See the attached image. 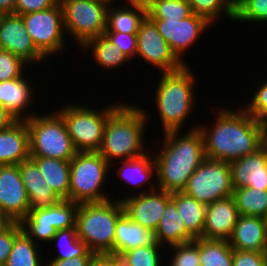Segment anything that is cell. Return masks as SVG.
Returning a JSON list of instances; mask_svg holds the SVG:
<instances>
[{"instance_id":"1","label":"cell","mask_w":267,"mask_h":266,"mask_svg":"<svg viewBox=\"0 0 267 266\" xmlns=\"http://www.w3.org/2000/svg\"><path fill=\"white\" fill-rule=\"evenodd\" d=\"M236 109L239 111L220 107L214 125L198 126L206 158L230 163L262 147V123L242 107Z\"/></svg>"},{"instance_id":"2","label":"cell","mask_w":267,"mask_h":266,"mask_svg":"<svg viewBox=\"0 0 267 266\" xmlns=\"http://www.w3.org/2000/svg\"><path fill=\"white\" fill-rule=\"evenodd\" d=\"M194 126L186 133H164L162 148L154 151L157 189L168 193L182 192L190 176L206 158L203 136L198 126Z\"/></svg>"},{"instance_id":"3","label":"cell","mask_w":267,"mask_h":266,"mask_svg":"<svg viewBox=\"0 0 267 266\" xmlns=\"http://www.w3.org/2000/svg\"><path fill=\"white\" fill-rule=\"evenodd\" d=\"M149 113L132 104L122 103L104 126L101 156L113 166L114 161L134 159L146 154L144 140ZM145 145V146H144ZM117 159V160H115Z\"/></svg>"},{"instance_id":"4","label":"cell","mask_w":267,"mask_h":266,"mask_svg":"<svg viewBox=\"0 0 267 266\" xmlns=\"http://www.w3.org/2000/svg\"><path fill=\"white\" fill-rule=\"evenodd\" d=\"M194 75L189 64L177 71L159 74L153 102L161 119L163 133L181 131L184 122L193 113L196 107L194 87L198 79Z\"/></svg>"},{"instance_id":"5","label":"cell","mask_w":267,"mask_h":266,"mask_svg":"<svg viewBox=\"0 0 267 266\" xmlns=\"http://www.w3.org/2000/svg\"><path fill=\"white\" fill-rule=\"evenodd\" d=\"M112 199L78 204L77 235L97 256L113 257L116 222L124 213V208L118 197L117 200Z\"/></svg>"},{"instance_id":"6","label":"cell","mask_w":267,"mask_h":266,"mask_svg":"<svg viewBox=\"0 0 267 266\" xmlns=\"http://www.w3.org/2000/svg\"><path fill=\"white\" fill-rule=\"evenodd\" d=\"M110 168L99 152H77L70 160L69 201L82 204L109 200L103 186L107 185Z\"/></svg>"},{"instance_id":"7","label":"cell","mask_w":267,"mask_h":266,"mask_svg":"<svg viewBox=\"0 0 267 266\" xmlns=\"http://www.w3.org/2000/svg\"><path fill=\"white\" fill-rule=\"evenodd\" d=\"M29 131L30 157L70 161L77 153L62 116L57 112L25 119Z\"/></svg>"},{"instance_id":"8","label":"cell","mask_w":267,"mask_h":266,"mask_svg":"<svg viewBox=\"0 0 267 266\" xmlns=\"http://www.w3.org/2000/svg\"><path fill=\"white\" fill-rule=\"evenodd\" d=\"M122 104L114 103L103 109L81 105H64L57 109L62 116L77 152H98L103 140L104 126L108 117Z\"/></svg>"},{"instance_id":"9","label":"cell","mask_w":267,"mask_h":266,"mask_svg":"<svg viewBox=\"0 0 267 266\" xmlns=\"http://www.w3.org/2000/svg\"><path fill=\"white\" fill-rule=\"evenodd\" d=\"M65 33L81 48L89 39L103 35L110 4L99 0H59Z\"/></svg>"},{"instance_id":"10","label":"cell","mask_w":267,"mask_h":266,"mask_svg":"<svg viewBox=\"0 0 267 266\" xmlns=\"http://www.w3.org/2000/svg\"><path fill=\"white\" fill-rule=\"evenodd\" d=\"M183 192L205 205L232 196L230 163L205 158L188 179Z\"/></svg>"},{"instance_id":"11","label":"cell","mask_w":267,"mask_h":266,"mask_svg":"<svg viewBox=\"0 0 267 266\" xmlns=\"http://www.w3.org/2000/svg\"><path fill=\"white\" fill-rule=\"evenodd\" d=\"M21 17L35 47L48 61L50 56L66 49L63 12L59 2L50 8Z\"/></svg>"},{"instance_id":"12","label":"cell","mask_w":267,"mask_h":266,"mask_svg":"<svg viewBox=\"0 0 267 266\" xmlns=\"http://www.w3.org/2000/svg\"><path fill=\"white\" fill-rule=\"evenodd\" d=\"M77 210V203L61 200L48 208L30 210L19 223L22 231L35 243L39 240L51 243L57 230L76 227Z\"/></svg>"},{"instance_id":"13","label":"cell","mask_w":267,"mask_h":266,"mask_svg":"<svg viewBox=\"0 0 267 266\" xmlns=\"http://www.w3.org/2000/svg\"><path fill=\"white\" fill-rule=\"evenodd\" d=\"M136 55L137 58L140 57V60L160 70V74L177 71L185 65L172 52L169 44L148 16L137 32Z\"/></svg>"},{"instance_id":"14","label":"cell","mask_w":267,"mask_h":266,"mask_svg":"<svg viewBox=\"0 0 267 266\" xmlns=\"http://www.w3.org/2000/svg\"><path fill=\"white\" fill-rule=\"evenodd\" d=\"M159 33L169 44L176 57L185 63L186 50L199 40V36L206 32L212 24L203 16L192 13L182 20H152ZM185 53V54H184ZM184 58V59H182Z\"/></svg>"},{"instance_id":"15","label":"cell","mask_w":267,"mask_h":266,"mask_svg":"<svg viewBox=\"0 0 267 266\" xmlns=\"http://www.w3.org/2000/svg\"><path fill=\"white\" fill-rule=\"evenodd\" d=\"M0 49L10 51L30 66L49 62L35 47L21 15L15 13L0 15Z\"/></svg>"},{"instance_id":"16","label":"cell","mask_w":267,"mask_h":266,"mask_svg":"<svg viewBox=\"0 0 267 266\" xmlns=\"http://www.w3.org/2000/svg\"><path fill=\"white\" fill-rule=\"evenodd\" d=\"M0 212L11 222L29 213V197L18 165H0Z\"/></svg>"},{"instance_id":"17","label":"cell","mask_w":267,"mask_h":266,"mask_svg":"<svg viewBox=\"0 0 267 266\" xmlns=\"http://www.w3.org/2000/svg\"><path fill=\"white\" fill-rule=\"evenodd\" d=\"M171 199V193L156 189L127 197H119L122 202L125 214L141 226L155 231L166 203Z\"/></svg>"},{"instance_id":"18","label":"cell","mask_w":267,"mask_h":266,"mask_svg":"<svg viewBox=\"0 0 267 266\" xmlns=\"http://www.w3.org/2000/svg\"><path fill=\"white\" fill-rule=\"evenodd\" d=\"M239 216L233 196L208 204L202 238L228 240Z\"/></svg>"},{"instance_id":"19","label":"cell","mask_w":267,"mask_h":266,"mask_svg":"<svg viewBox=\"0 0 267 266\" xmlns=\"http://www.w3.org/2000/svg\"><path fill=\"white\" fill-rule=\"evenodd\" d=\"M233 188L251 187L267 190V152H256L230 162Z\"/></svg>"},{"instance_id":"20","label":"cell","mask_w":267,"mask_h":266,"mask_svg":"<svg viewBox=\"0 0 267 266\" xmlns=\"http://www.w3.org/2000/svg\"><path fill=\"white\" fill-rule=\"evenodd\" d=\"M227 241L235 250L267 252L266 219L240 215Z\"/></svg>"},{"instance_id":"21","label":"cell","mask_w":267,"mask_h":266,"mask_svg":"<svg viewBox=\"0 0 267 266\" xmlns=\"http://www.w3.org/2000/svg\"><path fill=\"white\" fill-rule=\"evenodd\" d=\"M30 159L29 131L25 120L0 130V165H19Z\"/></svg>"},{"instance_id":"22","label":"cell","mask_w":267,"mask_h":266,"mask_svg":"<svg viewBox=\"0 0 267 266\" xmlns=\"http://www.w3.org/2000/svg\"><path fill=\"white\" fill-rule=\"evenodd\" d=\"M19 172L29 197V211L48 208L62 199L47 185L38 166L31 160L21 162Z\"/></svg>"},{"instance_id":"23","label":"cell","mask_w":267,"mask_h":266,"mask_svg":"<svg viewBox=\"0 0 267 266\" xmlns=\"http://www.w3.org/2000/svg\"><path fill=\"white\" fill-rule=\"evenodd\" d=\"M27 75L24 73L20 78L0 82V104L6 107L17 120H25L36 114L27 112L30 105H33L31 104L33 94H36L33 93L34 86Z\"/></svg>"},{"instance_id":"24","label":"cell","mask_w":267,"mask_h":266,"mask_svg":"<svg viewBox=\"0 0 267 266\" xmlns=\"http://www.w3.org/2000/svg\"><path fill=\"white\" fill-rule=\"evenodd\" d=\"M148 245H159L155 231L132 221L124 212L116 222L113 257L119 258L130 249Z\"/></svg>"},{"instance_id":"25","label":"cell","mask_w":267,"mask_h":266,"mask_svg":"<svg viewBox=\"0 0 267 266\" xmlns=\"http://www.w3.org/2000/svg\"><path fill=\"white\" fill-rule=\"evenodd\" d=\"M119 163H122L118 166L117 177L125 180V183H129L135 189L139 188L138 192L132 193L130 196L139 195L145 192H151L157 189L156 183L152 184V177H156V164L154 161V155L150 156L144 154L143 156L129 159V160H120ZM142 185H147L142 190ZM150 185V186H149Z\"/></svg>"},{"instance_id":"26","label":"cell","mask_w":267,"mask_h":266,"mask_svg":"<svg viewBox=\"0 0 267 266\" xmlns=\"http://www.w3.org/2000/svg\"><path fill=\"white\" fill-rule=\"evenodd\" d=\"M125 3L124 6L123 4L115 6V3L109 5L105 32L137 34L140 25L147 17V8L126 0Z\"/></svg>"},{"instance_id":"27","label":"cell","mask_w":267,"mask_h":266,"mask_svg":"<svg viewBox=\"0 0 267 266\" xmlns=\"http://www.w3.org/2000/svg\"><path fill=\"white\" fill-rule=\"evenodd\" d=\"M157 243L168 247L191 242L195 239L187 232L176 208V203L170 199L155 230ZM165 242V244H164Z\"/></svg>"},{"instance_id":"28","label":"cell","mask_w":267,"mask_h":266,"mask_svg":"<svg viewBox=\"0 0 267 266\" xmlns=\"http://www.w3.org/2000/svg\"><path fill=\"white\" fill-rule=\"evenodd\" d=\"M44 180L62 199L69 200L70 161L47 157H30Z\"/></svg>"},{"instance_id":"29","label":"cell","mask_w":267,"mask_h":266,"mask_svg":"<svg viewBox=\"0 0 267 266\" xmlns=\"http://www.w3.org/2000/svg\"><path fill=\"white\" fill-rule=\"evenodd\" d=\"M171 199L176 203V208L187 232L194 238H202L206 207L194 197L182 192L171 193Z\"/></svg>"},{"instance_id":"30","label":"cell","mask_w":267,"mask_h":266,"mask_svg":"<svg viewBox=\"0 0 267 266\" xmlns=\"http://www.w3.org/2000/svg\"><path fill=\"white\" fill-rule=\"evenodd\" d=\"M82 52L91 50L92 57L102 72L103 70H111L120 66H125L127 62H131L126 54L114 44L105 34L89 39L81 48Z\"/></svg>"},{"instance_id":"31","label":"cell","mask_w":267,"mask_h":266,"mask_svg":"<svg viewBox=\"0 0 267 266\" xmlns=\"http://www.w3.org/2000/svg\"><path fill=\"white\" fill-rule=\"evenodd\" d=\"M233 198L241 216H267V190L251 187L233 188Z\"/></svg>"},{"instance_id":"32","label":"cell","mask_w":267,"mask_h":266,"mask_svg":"<svg viewBox=\"0 0 267 266\" xmlns=\"http://www.w3.org/2000/svg\"><path fill=\"white\" fill-rule=\"evenodd\" d=\"M42 250L23 231L15 238L13 249L5 266H45L42 261Z\"/></svg>"},{"instance_id":"33","label":"cell","mask_w":267,"mask_h":266,"mask_svg":"<svg viewBox=\"0 0 267 266\" xmlns=\"http://www.w3.org/2000/svg\"><path fill=\"white\" fill-rule=\"evenodd\" d=\"M57 243L58 254L51 259L66 260L75 256H97L91 252L84 241L77 235L76 227L57 230L51 243Z\"/></svg>"},{"instance_id":"34","label":"cell","mask_w":267,"mask_h":266,"mask_svg":"<svg viewBox=\"0 0 267 266\" xmlns=\"http://www.w3.org/2000/svg\"><path fill=\"white\" fill-rule=\"evenodd\" d=\"M201 266H233V248L227 240L199 238Z\"/></svg>"},{"instance_id":"35","label":"cell","mask_w":267,"mask_h":266,"mask_svg":"<svg viewBox=\"0 0 267 266\" xmlns=\"http://www.w3.org/2000/svg\"><path fill=\"white\" fill-rule=\"evenodd\" d=\"M191 14L188 0H156L147 7L151 20H182Z\"/></svg>"},{"instance_id":"36","label":"cell","mask_w":267,"mask_h":266,"mask_svg":"<svg viewBox=\"0 0 267 266\" xmlns=\"http://www.w3.org/2000/svg\"><path fill=\"white\" fill-rule=\"evenodd\" d=\"M192 13L203 16L213 26L222 14L234 21L235 0H188Z\"/></svg>"},{"instance_id":"37","label":"cell","mask_w":267,"mask_h":266,"mask_svg":"<svg viewBox=\"0 0 267 266\" xmlns=\"http://www.w3.org/2000/svg\"><path fill=\"white\" fill-rule=\"evenodd\" d=\"M161 245H148L130 249L118 259L123 266H161Z\"/></svg>"},{"instance_id":"38","label":"cell","mask_w":267,"mask_h":266,"mask_svg":"<svg viewBox=\"0 0 267 266\" xmlns=\"http://www.w3.org/2000/svg\"><path fill=\"white\" fill-rule=\"evenodd\" d=\"M235 20L267 23V0H235Z\"/></svg>"},{"instance_id":"39","label":"cell","mask_w":267,"mask_h":266,"mask_svg":"<svg viewBox=\"0 0 267 266\" xmlns=\"http://www.w3.org/2000/svg\"><path fill=\"white\" fill-rule=\"evenodd\" d=\"M173 250L171 260L166 266H201L199 257V238L191 242L170 246ZM169 264V265H168Z\"/></svg>"},{"instance_id":"40","label":"cell","mask_w":267,"mask_h":266,"mask_svg":"<svg viewBox=\"0 0 267 266\" xmlns=\"http://www.w3.org/2000/svg\"><path fill=\"white\" fill-rule=\"evenodd\" d=\"M28 64L10 51L0 49V82L22 77Z\"/></svg>"},{"instance_id":"41","label":"cell","mask_w":267,"mask_h":266,"mask_svg":"<svg viewBox=\"0 0 267 266\" xmlns=\"http://www.w3.org/2000/svg\"><path fill=\"white\" fill-rule=\"evenodd\" d=\"M265 81L267 80L264 79ZM253 93L252 99L249 100V104L247 106H243L242 108L253 116L257 121L262 123L265 119H267V81Z\"/></svg>"},{"instance_id":"42","label":"cell","mask_w":267,"mask_h":266,"mask_svg":"<svg viewBox=\"0 0 267 266\" xmlns=\"http://www.w3.org/2000/svg\"><path fill=\"white\" fill-rule=\"evenodd\" d=\"M22 232L19 222H10L0 231V266H5L13 249L15 238Z\"/></svg>"},{"instance_id":"43","label":"cell","mask_w":267,"mask_h":266,"mask_svg":"<svg viewBox=\"0 0 267 266\" xmlns=\"http://www.w3.org/2000/svg\"><path fill=\"white\" fill-rule=\"evenodd\" d=\"M122 52L131 60L136 57L137 51V34H127L122 32H105L104 33Z\"/></svg>"},{"instance_id":"44","label":"cell","mask_w":267,"mask_h":266,"mask_svg":"<svg viewBox=\"0 0 267 266\" xmlns=\"http://www.w3.org/2000/svg\"><path fill=\"white\" fill-rule=\"evenodd\" d=\"M233 266H267V252L233 249Z\"/></svg>"},{"instance_id":"45","label":"cell","mask_w":267,"mask_h":266,"mask_svg":"<svg viewBox=\"0 0 267 266\" xmlns=\"http://www.w3.org/2000/svg\"><path fill=\"white\" fill-rule=\"evenodd\" d=\"M59 0H16L15 14L24 15L56 5Z\"/></svg>"},{"instance_id":"46","label":"cell","mask_w":267,"mask_h":266,"mask_svg":"<svg viewBox=\"0 0 267 266\" xmlns=\"http://www.w3.org/2000/svg\"><path fill=\"white\" fill-rule=\"evenodd\" d=\"M97 256H75L66 260L51 259L45 266H90Z\"/></svg>"},{"instance_id":"47","label":"cell","mask_w":267,"mask_h":266,"mask_svg":"<svg viewBox=\"0 0 267 266\" xmlns=\"http://www.w3.org/2000/svg\"><path fill=\"white\" fill-rule=\"evenodd\" d=\"M17 119L15 116L2 104H0V130L11 126Z\"/></svg>"},{"instance_id":"48","label":"cell","mask_w":267,"mask_h":266,"mask_svg":"<svg viewBox=\"0 0 267 266\" xmlns=\"http://www.w3.org/2000/svg\"><path fill=\"white\" fill-rule=\"evenodd\" d=\"M90 266H123L118 258L108 256H97Z\"/></svg>"},{"instance_id":"49","label":"cell","mask_w":267,"mask_h":266,"mask_svg":"<svg viewBox=\"0 0 267 266\" xmlns=\"http://www.w3.org/2000/svg\"><path fill=\"white\" fill-rule=\"evenodd\" d=\"M16 10V0H0V14H14Z\"/></svg>"},{"instance_id":"50","label":"cell","mask_w":267,"mask_h":266,"mask_svg":"<svg viewBox=\"0 0 267 266\" xmlns=\"http://www.w3.org/2000/svg\"><path fill=\"white\" fill-rule=\"evenodd\" d=\"M126 1L147 8L156 0H126Z\"/></svg>"},{"instance_id":"51","label":"cell","mask_w":267,"mask_h":266,"mask_svg":"<svg viewBox=\"0 0 267 266\" xmlns=\"http://www.w3.org/2000/svg\"><path fill=\"white\" fill-rule=\"evenodd\" d=\"M10 222L11 221L0 212V231L3 230Z\"/></svg>"},{"instance_id":"52","label":"cell","mask_w":267,"mask_h":266,"mask_svg":"<svg viewBox=\"0 0 267 266\" xmlns=\"http://www.w3.org/2000/svg\"><path fill=\"white\" fill-rule=\"evenodd\" d=\"M262 128H263V138H262V140H267V119H265L262 122Z\"/></svg>"},{"instance_id":"53","label":"cell","mask_w":267,"mask_h":266,"mask_svg":"<svg viewBox=\"0 0 267 266\" xmlns=\"http://www.w3.org/2000/svg\"><path fill=\"white\" fill-rule=\"evenodd\" d=\"M99 1L105 2L107 4H113L114 2H117V0H99Z\"/></svg>"},{"instance_id":"54","label":"cell","mask_w":267,"mask_h":266,"mask_svg":"<svg viewBox=\"0 0 267 266\" xmlns=\"http://www.w3.org/2000/svg\"><path fill=\"white\" fill-rule=\"evenodd\" d=\"M262 147L266 150L267 152V140H262Z\"/></svg>"}]
</instances>
